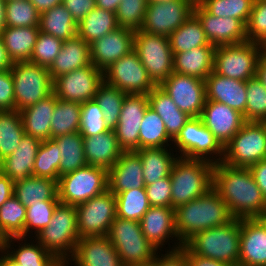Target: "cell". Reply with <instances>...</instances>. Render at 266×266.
<instances>
[{"mask_svg": "<svg viewBox=\"0 0 266 266\" xmlns=\"http://www.w3.org/2000/svg\"><path fill=\"white\" fill-rule=\"evenodd\" d=\"M213 189L234 218H260L266 209V199L249 168L232 167L222 162L215 164Z\"/></svg>", "mask_w": 266, "mask_h": 266, "instance_id": "cell-1", "label": "cell"}, {"mask_svg": "<svg viewBox=\"0 0 266 266\" xmlns=\"http://www.w3.org/2000/svg\"><path fill=\"white\" fill-rule=\"evenodd\" d=\"M174 217L175 230L183 244L197 232L225 225L234 218L213 188L205 195L176 207Z\"/></svg>", "mask_w": 266, "mask_h": 266, "instance_id": "cell-2", "label": "cell"}, {"mask_svg": "<svg viewBox=\"0 0 266 266\" xmlns=\"http://www.w3.org/2000/svg\"><path fill=\"white\" fill-rule=\"evenodd\" d=\"M184 245L193 254L239 266L240 219L197 232Z\"/></svg>", "mask_w": 266, "mask_h": 266, "instance_id": "cell-3", "label": "cell"}, {"mask_svg": "<svg viewBox=\"0 0 266 266\" xmlns=\"http://www.w3.org/2000/svg\"><path fill=\"white\" fill-rule=\"evenodd\" d=\"M214 166L208 161L178 157L170 174L171 207L175 209L209 192Z\"/></svg>", "mask_w": 266, "mask_h": 266, "instance_id": "cell-4", "label": "cell"}, {"mask_svg": "<svg viewBox=\"0 0 266 266\" xmlns=\"http://www.w3.org/2000/svg\"><path fill=\"white\" fill-rule=\"evenodd\" d=\"M48 252L60 262L73 256L78 240L76 207L59 202L47 227L35 237Z\"/></svg>", "mask_w": 266, "mask_h": 266, "instance_id": "cell-5", "label": "cell"}, {"mask_svg": "<svg viewBox=\"0 0 266 266\" xmlns=\"http://www.w3.org/2000/svg\"><path fill=\"white\" fill-rule=\"evenodd\" d=\"M107 237L124 266H151L159 250L144 236L140 222L116 217Z\"/></svg>", "mask_w": 266, "mask_h": 266, "instance_id": "cell-6", "label": "cell"}, {"mask_svg": "<svg viewBox=\"0 0 266 266\" xmlns=\"http://www.w3.org/2000/svg\"><path fill=\"white\" fill-rule=\"evenodd\" d=\"M172 144L174 152L179 157L204 160L212 164H218L223 160L224 147L203 124L200 117H191Z\"/></svg>", "mask_w": 266, "mask_h": 266, "instance_id": "cell-7", "label": "cell"}, {"mask_svg": "<svg viewBox=\"0 0 266 266\" xmlns=\"http://www.w3.org/2000/svg\"><path fill=\"white\" fill-rule=\"evenodd\" d=\"M266 48L258 43L244 42L216 46L213 71L224 77L246 82L256 77V67Z\"/></svg>", "mask_w": 266, "mask_h": 266, "instance_id": "cell-8", "label": "cell"}, {"mask_svg": "<svg viewBox=\"0 0 266 266\" xmlns=\"http://www.w3.org/2000/svg\"><path fill=\"white\" fill-rule=\"evenodd\" d=\"M266 159V122L246 121L224 147L222 163L249 168Z\"/></svg>", "mask_w": 266, "mask_h": 266, "instance_id": "cell-9", "label": "cell"}, {"mask_svg": "<svg viewBox=\"0 0 266 266\" xmlns=\"http://www.w3.org/2000/svg\"><path fill=\"white\" fill-rule=\"evenodd\" d=\"M14 82L15 109L19 112L53 93L48 68L35 63L15 62L11 68Z\"/></svg>", "mask_w": 266, "mask_h": 266, "instance_id": "cell-10", "label": "cell"}, {"mask_svg": "<svg viewBox=\"0 0 266 266\" xmlns=\"http://www.w3.org/2000/svg\"><path fill=\"white\" fill-rule=\"evenodd\" d=\"M57 189L61 203L77 206L108 190V171L87 165L59 177Z\"/></svg>", "mask_w": 266, "mask_h": 266, "instance_id": "cell-11", "label": "cell"}, {"mask_svg": "<svg viewBox=\"0 0 266 266\" xmlns=\"http://www.w3.org/2000/svg\"><path fill=\"white\" fill-rule=\"evenodd\" d=\"M134 50L156 86L173 73V53L167 36L135 31Z\"/></svg>", "mask_w": 266, "mask_h": 266, "instance_id": "cell-12", "label": "cell"}, {"mask_svg": "<svg viewBox=\"0 0 266 266\" xmlns=\"http://www.w3.org/2000/svg\"><path fill=\"white\" fill-rule=\"evenodd\" d=\"M75 207L80 238L108 235L117 217L116 198L109 189Z\"/></svg>", "mask_w": 266, "mask_h": 266, "instance_id": "cell-13", "label": "cell"}, {"mask_svg": "<svg viewBox=\"0 0 266 266\" xmlns=\"http://www.w3.org/2000/svg\"><path fill=\"white\" fill-rule=\"evenodd\" d=\"M104 82L126 94H148L156 85L150 79L137 52H131L103 71Z\"/></svg>", "mask_w": 266, "mask_h": 266, "instance_id": "cell-14", "label": "cell"}, {"mask_svg": "<svg viewBox=\"0 0 266 266\" xmlns=\"http://www.w3.org/2000/svg\"><path fill=\"white\" fill-rule=\"evenodd\" d=\"M196 0L148 2L140 30L169 37L192 14Z\"/></svg>", "mask_w": 266, "mask_h": 266, "instance_id": "cell-15", "label": "cell"}, {"mask_svg": "<svg viewBox=\"0 0 266 266\" xmlns=\"http://www.w3.org/2000/svg\"><path fill=\"white\" fill-rule=\"evenodd\" d=\"M103 82V71L91 64L55 78L53 93L63 101L84 103L94 99Z\"/></svg>", "mask_w": 266, "mask_h": 266, "instance_id": "cell-16", "label": "cell"}, {"mask_svg": "<svg viewBox=\"0 0 266 266\" xmlns=\"http://www.w3.org/2000/svg\"><path fill=\"white\" fill-rule=\"evenodd\" d=\"M160 87L182 112L190 117H200L206 102L204 80L173 72Z\"/></svg>", "mask_w": 266, "mask_h": 266, "instance_id": "cell-17", "label": "cell"}, {"mask_svg": "<svg viewBox=\"0 0 266 266\" xmlns=\"http://www.w3.org/2000/svg\"><path fill=\"white\" fill-rule=\"evenodd\" d=\"M148 107L149 101L146 94H126L118 123L113 129L118 145L123 151L139 149V131Z\"/></svg>", "mask_w": 266, "mask_h": 266, "instance_id": "cell-18", "label": "cell"}, {"mask_svg": "<svg viewBox=\"0 0 266 266\" xmlns=\"http://www.w3.org/2000/svg\"><path fill=\"white\" fill-rule=\"evenodd\" d=\"M193 13L201 22L208 41L215 47L240 44L247 41L246 25L241 20L213 16L197 1Z\"/></svg>", "mask_w": 266, "mask_h": 266, "instance_id": "cell-19", "label": "cell"}, {"mask_svg": "<svg viewBox=\"0 0 266 266\" xmlns=\"http://www.w3.org/2000/svg\"><path fill=\"white\" fill-rule=\"evenodd\" d=\"M139 222L144 236L161 252L163 247L174 238L176 242L172 247H168L169 251L180 249L183 246L175 230L172 207L151 206Z\"/></svg>", "mask_w": 266, "mask_h": 266, "instance_id": "cell-20", "label": "cell"}, {"mask_svg": "<svg viewBox=\"0 0 266 266\" xmlns=\"http://www.w3.org/2000/svg\"><path fill=\"white\" fill-rule=\"evenodd\" d=\"M135 31L118 27L90 44L91 62L105 71L134 49Z\"/></svg>", "mask_w": 266, "mask_h": 266, "instance_id": "cell-21", "label": "cell"}, {"mask_svg": "<svg viewBox=\"0 0 266 266\" xmlns=\"http://www.w3.org/2000/svg\"><path fill=\"white\" fill-rule=\"evenodd\" d=\"M200 118L223 147L246 122L240 112L223 103L210 100H206Z\"/></svg>", "mask_w": 266, "mask_h": 266, "instance_id": "cell-22", "label": "cell"}, {"mask_svg": "<svg viewBox=\"0 0 266 266\" xmlns=\"http://www.w3.org/2000/svg\"><path fill=\"white\" fill-rule=\"evenodd\" d=\"M73 263V264H72ZM124 266L107 236L80 238L65 266Z\"/></svg>", "mask_w": 266, "mask_h": 266, "instance_id": "cell-23", "label": "cell"}, {"mask_svg": "<svg viewBox=\"0 0 266 266\" xmlns=\"http://www.w3.org/2000/svg\"><path fill=\"white\" fill-rule=\"evenodd\" d=\"M239 266H266V225L260 218L240 219Z\"/></svg>", "mask_w": 266, "mask_h": 266, "instance_id": "cell-24", "label": "cell"}, {"mask_svg": "<svg viewBox=\"0 0 266 266\" xmlns=\"http://www.w3.org/2000/svg\"><path fill=\"white\" fill-rule=\"evenodd\" d=\"M137 188H145L142 161L136 151H123L108 171V189L117 195Z\"/></svg>", "mask_w": 266, "mask_h": 266, "instance_id": "cell-25", "label": "cell"}, {"mask_svg": "<svg viewBox=\"0 0 266 266\" xmlns=\"http://www.w3.org/2000/svg\"><path fill=\"white\" fill-rule=\"evenodd\" d=\"M206 100L223 103L243 114L246 121V82L216 74L205 79Z\"/></svg>", "mask_w": 266, "mask_h": 266, "instance_id": "cell-26", "label": "cell"}, {"mask_svg": "<svg viewBox=\"0 0 266 266\" xmlns=\"http://www.w3.org/2000/svg\"><path fill=\"white\" fill-rule=\"evenodd\" d=\"M40 144L39 139L24 134L16 150L0 162V172L14 183L33 176V166Z\"/></svg>", "mask_w": 266, "mask_h": 266, "instance_id": "cell-27", "label": "cell"}, {"mask_svg": "<svg viewBox=\"0 0 266 266\" xmlns=\"http://www.w3.org/2000/svg\"><path fill=\"white\" fill-rule=\"evenodd\" d=\"M83 148L88 165L101 167L107 171L114 166L123 152L118 145L114 130L83 137Z\"/></svg>", "mask_w": 266, "mask_h": 266, "instance_id": "cell-28", "label": "cell"}, {"mask_svg": "<svg viewBox=\"0 0 266 266\" xmlns=\"http://www.w3.org/2000/svg\"><path fill=\"white\" fill-rule=\"evenodd\" d=\"M90 45L78 35L63 41L60 52L48 68L51 79L91 65Z\"/></svg>", "mask_w": 266, "mask_h": 266, "instance_id": "cell-29", "label": "cell"}, {"mask_svg": "<svg viewBox=\"0 0 266 266\" xmlns=\"http://www.w3.org/2000/svg\"><path fill=\"white\" fill-rule=\"evenodd\" d=\"M56 103L57 97L52 93L36 104L21 110L25 134L41 142L51 139V118Z\"/></svg>", "mask_w": 266, "mask_h": 266, "instance_id": "cell-30", "label": "cell"}, {"mask_svg": "<svg viewBox=\"0 0 266 266\" xmlns=\"http://www.w3.org/2000/svg\"><path fill=\"white\" fill-rule=\"evenodd\" d=\"M215 46L209 44L173 54V72L205 81L213 72Z\"/></svg>", "mask_w": 266, "mask_h": 266, "instance_id": "cell-31", "label": "cell"}, {"mask_svg": "<svg viewBox=\"0 0 266 266\" xmlns=\"http://www.w3.org/2000/svg\"><path fill=\"white\" fill-rule=\"evenodd\" d=\"M29 239L30 240L25 237H8L5 251L21 266L63 265L62 262H60L52 253L48 252L37 240L34 238H32L33 240L31 238ZM15 242L19 243V245H16L18 246L16 249L13 247Z\"/></svg>", "mask_w": 266, "mask_h": 266, "instance_id": "cell-32", "label": "cell"}, {"mask_svg": "<svg viewBox=\"0 0 266 266\" xmlns=\"http://www.w3.org/2000/svg\"><path fill=\"white\" fill-rule=\"evenodd\" d=\"M147 96L149 107L160 116L168 136L174 140L191 117L182 112L160 86H155Z\"/></svg>", "mask_w": 266, "mask_h": 266, "instance_id": "cell-33", "label": "cell"}, {"mask_svg": "<svg viewBox=\"0 0 266 266\" xmlns=\"http://www.w3.org/2000/svg\"><path fill=\"white\" fill-rule=\"evenodd\" d=\"M173 151L172 147L136 150L142 161L145 186L170 176L172 167L179 157Z\"/></svg>", "mask_w": 266, "mask_h": 266, "instance_id": "cell-34", "label": "cell"}, {"mask_svg": "<svg viewBox=\"0 0 266 266\" xmlns=\"http://www.w3.org/2000/svg\"><path fill=\"white\" fill-rule=\"evenodd\" d=\"M39 32V26L5 28L0 37L13 63L30 61Z\"/></svg>", "mask_w": 266, "mask_h": 266, "instance_id": "cell-35", "label": "cell"}, {"mask_svg": "<svg viewBox=\"0 0 266 266\" xmlns=\"http://www.w3.org/2000/svg\"><path fill=\"white\" fill-rule=\"evenodd\" d=\"M14 195L25 207L37 203L39 200H59L57 181L37 176H30L15 182Z\"/></svg>", "mask_w": 266, "mask_h": 266, "instance_id": "cell-36", "label": "cell"}, {"mask_svg": "<svg viewBox=\"0 0 266 266\" xmlns=\"http://www.w3.org/2000/svg\"><path fill=\"white\" fill-rule=\"evenodd\" d=\"M118 27L116 13L95 7L77 25V35L90 45Z\"/></svg>", "mask_w": 266, "mask_h": 266, "instance_id": "cell-37", "label": "cell"}, {"mask_svg": "<svg viewBox=\"0 0 266 266\" xmlns=\"http://www.w3.org/2000/svg\"><path fill=\"white\" fill-rule=\"evenodd\" d=\"M39 30L66 41L77 35V23L67 8L59 4L40 14Z\"/></svg>", "mask_w": 266, "mask_h": 266, "instance_id": "cell-38", "label": "cell"}, {"mask_svg": "<svg viewBox=\"0 0 266 266\" xmlns=\"http://www.w3.org/2000/svg\"><path fill=\"white\" fill-rule=\"evenodd\" d=\"M53 140L58 144L61 152L59 177L88 165L80 132L61 135Z\"/></svg>", "mask_w": 266, "mask_h": 266, "instance_id": "cell-39", "label": "cell"}, {"mask_svg": "<svg viewBox=\"0 0 266 266\" xmlns=\"http://www.w3.org/2000/svg\"><path fill=\"white\" fill-rule=\"evenodd\" d=\"M169 40L173 54L210 44L201 22L194 13L170 34Z\"/></svg>", "mask_w": 266, "mask_h": 266, "instance_id": "cell-40", "label": "cell"}, {"mask_svg": "<svg viewBox=\"0 0 266 266\" xmlns=\"http://www.w3.org/2000/svg\"><path fill=\"white\" fill-rule=\"evenodd\" d=\"M24 134L22 116L18 110L0 111V162L16 150Z\"/></svg>", "mask_w": 266, "mask_h": 266, "instance_id": "cell-41", "label": "cell"}, {"mask_svg": "<svg viewBox=\"0 0 266 266\" xmlns=\"http://www.w3.org/2000/svg\"><path fill=\"white\" fill-rule=\"evenodd\" d=\"M139 131V149L172 147L163 120L148 107L144 113ZM170 143V144H169Z\"/></svg>", "mask_w": 266, "mask_h": 266, "instance_id": "cell-42", "label": "cell"}, {"mask_svg": "<svg viewBox=\"0 0 266 266\" xmlns=\"http://www.w3.org/2000/svg\"><path fill=\"white\" fill-rule=\"evenodd\" d=\"M81 118V103L63 101L57 98V103L51 118V139L61 135L79 132Z\"/></svg>", "mask_w": 266, "mask_h": 266, "instance_id": "cell-43", "label": "cell"}, {"mask_svg": "<svg viewBox=\"0 0 266 266\" xmlns=\"http://www.w3.org/2000/svg\"><path fill=\"white\" fill-rule=\"evenodd\" d=\"M115 198L117 217L122 219L139 222L151 207L145 188L123 191Z\"/></svg>", "mask_w": 266, "mask_h": 266, "instance_id": "cell-44", "label": "cell"}, {"mask_svg": "<svg viewBox=\"0 0 266 266\" xmlns=\"http://www.w3.org/2000/svg\"><path fill=\"white\" fill-rule=\"evenodd\" d=\"M126 93L103 82L97 90L94 100L100 106L107 127L113 130L118 123Z\"/></svg>", "mask_w": 266, "mask_h": 266, "instance_id": "cell-45", "label": "cell"}, {"mask_svg": "<svg viewBox=\"0 0 266 266\" xmlns=\"http://www.w3.org/2000/svg\"><path fill=\"white\" fill-rule=\"evenodd\" d=\"M61 152L53 139L42 141L34 162L33 176L50 178L58 182Z\"/></svg>", "mask_w": 266, "mask_h": 266, "instance_id": "cell-46", "label": "cell"}, {"mask_svg": "<svg viewBox=\"0 0 266 266\" xmlns=\"http://www.w3.org/2000/svg\"><path fill=\"white\" fill-rule=\"evenodd\" d=\"M26 207L12 195L0 206V229L8 237H19L24 232Z\"/></svg>", "mask_w": 266, "mask_h": 266, "instance_id": "cell-47", "label": "cell"}, {"mask_svg": "<svg viewBox=\"0 0 266 266\" xmlns=\"http://www.w3.org/2000/svg\"><path fill=\"white\" fill-rule=\"evenodd\" d=\"M208 13L216 17H231L247 24L254 0H196Z\"/></svg>", "mask_w": 266, "mask_h": 266, "instance_id": "cell-48", "label": "cell"}, {"mask_svg": "<svg viewBox=\"0 0 266 266\" xmlns=\"http://www.w3.org/2000/svg\"><path fill=\"white\" fill-rule=\"evenodd\" d=\"M59 200H47L31 204L26 207L24 232L19 237H35L48 226ZM31 234V235H30Z\"/></svg>", "mask_w": 266, "mask_h": 266, "instance_id": "cell-49", "label": "cell"}, {"mask_svg": "<svg viewBox=\"0 0 266 266\" xmlns=\"http://www.w3.org/2000/svg\"><path fill=\"white\" fill-rule=\"evenodd\" d=\"M246 121L266 122V88L257 78L246 81Z\"/></svg>", "mask_w": 266, "mask_h": 266, "instance_id": "cell-50", "label": "cell"}, {"mask_svg": "<svg viewBox=\"0 0 266 266\" xmlns=\"http://www.w3.org/2000/svg\"><path fill=\"white\" fill-rule=\"evenodd\" d=\"M40 13L28 0L6 2L7 27L39 26Z\"/></svg>", "mask_w": 266, "mask_h": 266, "instance_id": "cell-51", "label": "cell"}, {"mask_svg": "<svg viewBox=\"0 0 266 266\" xmlns=\"http://www.w3.org/2000/svg\"><path fill=\"white\" fill-rule=\"evenodd\" d=\"M147 0H122L116 11L119 27L133 31L140 30L147 9Z\"/></svg>", "mask_w": 266, "mask_h": 266, "instance_id": "cell-52", "label": "cell"}, {"mask_svg": "<svg viewBox=\"0 0 266 266\" xmlns=\"http://www.w3.org/2000/svg\"><path fill=\"white\" fill-rule=\"evenodd\" d=\"M110 130L104 120V115L96 101L81 103V118L79 132L82 137L95 136Z\"/></svg>", "mask_w": 266, "mask_h": 266, "instance_id": "cell-53", "label": "cell"}, {"mask_svg": "<svg viewBox=\"0 0 266 266\" xmlns=\"http://www.w3.org/2000/svg\"><path fill=\"white\" fill-rule=\"evenodd\" d=\"M62 43L61 39L39 32L29 62L49 68L58 56Z\"/></svg>", "mask_w": 266, "mask_h": 266, "instance_id": "cell-54", "label": "cell"}, {"mask_svg": "<svg viewBox=\"0 0 266 266\" xmlns=\"http://www.w3.org/2000/svg\"><path fill=\"white\" fill-rule=\"evenodd\" d=\"M247 41L266 48V0H254L249 20L246 24Z\"/></svg>", "mask_w": 266, "mask_h": 266, "instance_id": "cell-55", "label": "cell"}, {"mask_svg": "<svg viewBox=\"0 0 266 266\" xmlns=\"http://www.w3.org/2000/svg\"><path fill=\"white\" fill-rule=\"evenodd\" d=\"M150 206L171 207L172 187L170 176L145 186Z\"/></svg>", "mask_w": 266, "mask_h": 266, "instance_id": "cell-56", "label": "cell"}, {"mask_svg": "<svg viewBox=\"0 0 266 266\" xmlns=\"http://www.w3.org/2000/svg\"><path fill=\"white\" fill-rule=\"evenodd\" d=\"M15 110L14 82L11 69L0 70V111Z\"/></svg>", "mask_w": 266, "mask_h": 266, "instance_id": "cell-57", "label": "cell"}, {"mask_svg": "<svg viewBox=\"0 0 266 266\" xmlns=\"http://www.w3.org/2000/svg\"><path fill=\"white\" fill-rule=\"evenodd\" d=\"M63 6L71 13L73 20L79 22L96 7L95 0H63Z\"/></svg>", "mask_w": 266, "mask_h": 266, "instance_id": "cell-58", "label": "cell"}, {"mask_svg": "<svg viewBox=\"0 0 266 266\" xmlns=\"http://www.w3.org/2000/svg\"><path fill=\"white\" fill-rule=\"evenodd\" d=\"M165 252L161 254L159 251L151 266H189L186 254L181 249L174 251L165 249Z\"/></svg>", "mask_w": 266, "mask_h": 266, "instance_id": "cell-59", "label": "cell"}, {"mask_svg": "<svg viewBox=\"0 0 266 266\" xmlns=\"http://www.w3.org/2000/svg\"><path fill=\"white\" fill-rule=\"evenodd\" d=\"M180 249L186 254L189 266H231L218 260L193 254L184 244Z\"/></svg>", "mask_w": 266, "mask_h": 266, "instance_id": "cell-60", "label": "cell"}, {"mask_svg": "<svg viewBox=\"0 0 266 266\" xmlns=\"http://www.w3.org/2000/svg\"><path fill=\"white\" fill-rule=\"evenodd\" d=\"M256 184L266 199V159L249 167Z\"/></svg>", "mask_w": 266, "mask_h": 266, "instance_id": "cell-61", "label": "cell"}, {"mask_svg": "<svg viewBox=\"0 0 266 266\" xmlns=\"http://www.w3.org/2000/svg\"><path fill=\"white\" fill-rule=\"evenodd\" d=\"M14 195V182L0 172V206Z\"/></svg>", "mask_w": 266, "mask_h": 266, "instance_id": "cell-62", "label": "cell"}, {"mask_svg": "<svg viewBox=\"0 0 266 266\" xmlns=\"http://www.w3.org/2000/svg\"><path fill=\"white\" fill-rule=\"evenodd\" d=\"M36 8V10L41 14L46 10H50L56 5L62 4L63 0H28Z\"/></svg>", "mask_w": 266, "mask_h": 266, "instance_id": "cell-63", "label": "cell"}, {"mask_svg": "<svg viewBox=\"0 0 266 266\" xmlns=\"http://www.w3.org/2000/svg\"><path fill=\"white\" fill-rule=\"evenodd\" d=\"M256 77L262 82V84L266 88V50L258 60L256 67Z\"/></svg>", "mask_w": 266, "mask_h": 266, "instance_id": "cell-64", "label": "cell"}, {"mask_svg": "<svg viewBox=\"0 0 266 266\" xmlns=\"http://www.w3.org/2000/svg\"><path fill=\"white\" fill-rule=\"evenodd\" d=\"M13 66V62L10 59L8 52L3 45L2 39L0 37V70H8Z\"/></svg>", "mask_w": 266, "mask_h": 266, "instance_id": "cell-65", "label": "cell"}, {"mask_svg": "<svg viewBox=\"0 0 266 266\" xmlns=\"http://www.w3.org/2000/svg\"><path fill=\"white\" fill-rule=\"evenodd\" d=\"M95 1H96V7L116 13L119 3L122 0H95Z\"/></svg>", "mask_w": 266, "mask_h": 266, "instance_id": "cell-66", "label": "cell"}, {"mask_svg": "<svg viewBox=\"0 0 266 266\" xmlns=\"http://www.w3.org/2000/svg\"><path fill=\"white\" fill-rule=\"evenodd\" d=\"M6 27V1L0 0V35Z\"/></svg>", "mask_w": 266, "mask_h": 266, "instance_id": "cell-67", "label": "cell"}, {"mask_svg": "<svg viewBox=\"0 0 266 266\" xmlns=\"http://www.w3.org/2000/svg\"><path fill=\"white\" fill-rule=\"evenodd\" d=\"M3 266H21L5 250L3 251Z\"/></svg>", "mask_w": 266, "mask_h": 266, "instance_id": "cell-68", "label": "cell"}, {"mask_svg": "<svg viewBox=\"0 0 266 266\" xmlns=\"http://www.w3.org/2000/svg\"><path fill=\"white\" fill-rule=\"evenodd\" d=\"M6 242H7V237L5 236V234L0 229V251L5 250Z\"/></svg>", "mask_w": 266, "mask_h": 266, "instance_id": "cell-69", "label": "cell"}, {"mask_svg": "<svg viewBox=\"0 0 266 266\" xmlns=\"http://www.w3.org/2000/svg\"><path fill=\"white\" fill-rule=\"evenodd\" d=\"M260 219L264 222V224L266 225V209L264 210L262 216L260 217Z\"/></svg>", "mask_w": 266, "mask_h": 266, "instance_id": "cell-70", "label": "cell"}, {"mask_svg": "<svg viewBox=\"0 0 266 266\" xmlns=\"http://www.w3.org/2000/svg\"><path fill=\"white\" fill-rule=\"evenodd\" d=\"M0 266H3V251H0Z\"/></svg>", "mask_w": 266, "mask_h": 266, "instance_id": "cell-71", "label": "cell"}, {"mask_svg": "<svg viewBox=\"0 0 266 266\" xmlns=\"http://www.w3.org/2000/svg\"><path fill=\"white\" fill-rule=\"evenodd\" d=\"M148 2H164V1H170V0H147Z\"/></svg>", "mask_w": 266, "mask_h": 266, "instance_id": "cell-72", "label": "cell"}]
</instances>
